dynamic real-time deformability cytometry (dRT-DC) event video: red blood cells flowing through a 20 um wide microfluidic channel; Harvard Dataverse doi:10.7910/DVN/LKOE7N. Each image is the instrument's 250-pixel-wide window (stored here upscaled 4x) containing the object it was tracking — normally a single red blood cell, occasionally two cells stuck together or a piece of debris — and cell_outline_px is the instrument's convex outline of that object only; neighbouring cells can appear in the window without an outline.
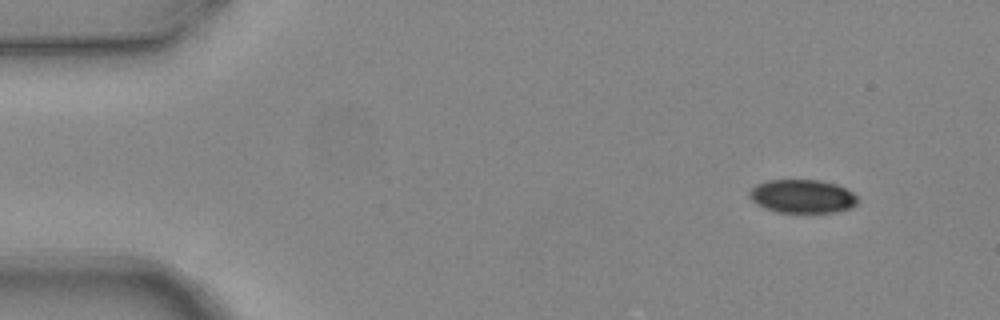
{"species": "common noctule bat (a hibernating species)", "species_latin": "Nyctalus noctula", "temperature_condition": "warm", "stored_images_in_passage": 3, "camera_frame_rate_fps": 3000, "um_per_image_px": 0.085, "animal": {"sex": "female", "body_mass_g": 24.6, "forearm_length_mm": 56.2}, "frame": {"image": 1, "passage_image": 1, "time_ms": 0.0, "image_size_px": [1000, 320], "cell_outline_px": [[860, 200], [852, 208], [836, 212], [776, 212], [764, 208], [756, 204], [748, 196], [748, 192], [756, 184], [768, 180], [820, 180], [836, 184], [852, 192]], "centroid_in_image_um": [68.19, 16.69], "position_along_channel_um": 16.8, "area_um2": 21.27}}
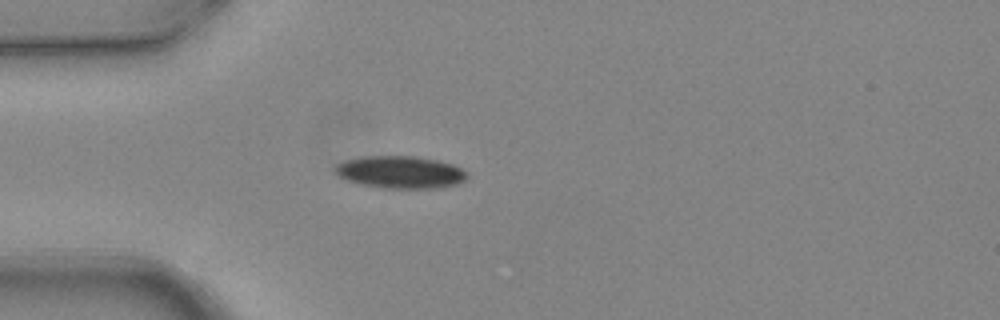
{"frame": {"image": 2, "passage_image": 3, "time_ms": 0.667, "image_size_px": [1000, 320], "cell_outline_px": [[468, 176], [464, 180], [456, 184], [440, 188], [380, 188], [348, 180], [340, 176], [332, 168], [336, 164], [344, 160], [364, 156], [416, 156], [436, 160], [452, 164], [468, 172]], "centroid_in_image_um": [34.03, 14.63], "position_along_channel_um": 51.0, "area_um2": 24.85}}